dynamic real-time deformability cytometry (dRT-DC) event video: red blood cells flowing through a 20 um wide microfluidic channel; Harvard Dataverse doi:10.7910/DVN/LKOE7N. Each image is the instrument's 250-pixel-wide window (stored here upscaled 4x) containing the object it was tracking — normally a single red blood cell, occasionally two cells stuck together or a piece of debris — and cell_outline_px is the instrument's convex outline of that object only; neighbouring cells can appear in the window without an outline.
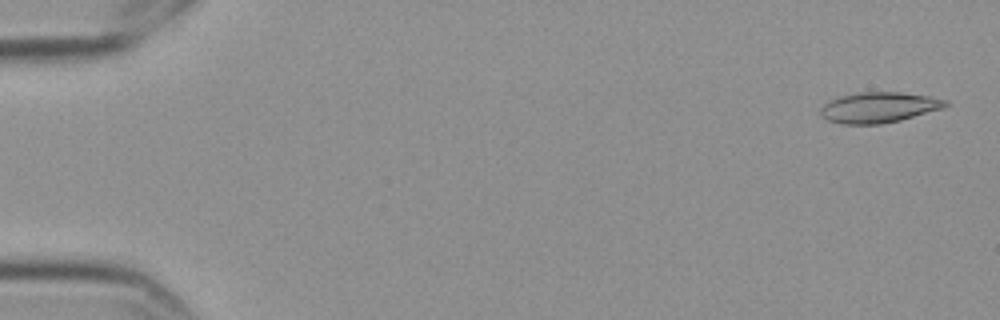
{"species": "Egyptian fruit bat (a non-hibernating species)", "species_latin": "Rousettus aegyptiacus", "temperature_condition": "cold", "stored_images_in_passage": 9, "camera_frame_rate_fps": 3000, "um_per_image_px": 0.085, "frame": {"image": 1, "passage_image": 1, "time_ms": 0.0, "image_size_px": [1000, 320], "cell_outline_px": [[948, 104], [944, 108], [900, 120], [880, 124], [840, 124], [828, 120], [820, 112], [820, 108], [824, 104], [840, 96], [860, 92], [900, 92], [928, 96], [948, 100]], "centroid_in_image_um": [74.72, 9.13], "position_along_channel_um": 10.3, "area_um2": 22.08}}
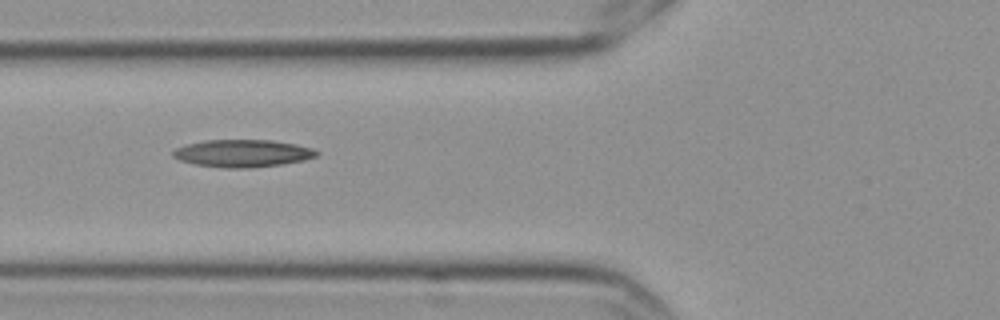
{"frame": {"image": 2, "passage_image": 7, "time_ms": 2.0, "image_size_px": [1000, 320], "cell_outline_px": [[320, 152], [316, 156], [304, 160], [280, 164], [248, 168], [224, 168], [196, 164], [180, 160], [172, 156], [172, 152], [176, 148], [188, 144], [204, 140], [272, 140], [296, 144], [312, 148]], "centroid_in_image_um": [20.63, 13.03], "position_along_channel_um": 105.2, "area_um2": 22.83}}
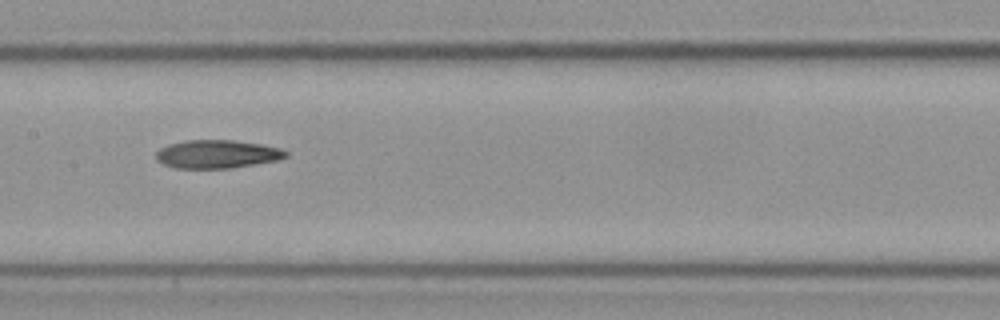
{"frame": {"image": 3, "passage_image": 9, "time_ms": 2.667, "image_size_px": [1000, 320], "cell_outline_px": [[288, 156], [280, 160], [232, 168], [176, 168], [164, 164], [156, 160], [156, 152], [160, 148], [168, 144], [184, 140], [236, 140], [260, 144], [280, 148], [288, 152]], "centroid_in_image_um": [18.47, 13.1], "position_along_channel_um": 188.9, "area_um2": 21.56}}